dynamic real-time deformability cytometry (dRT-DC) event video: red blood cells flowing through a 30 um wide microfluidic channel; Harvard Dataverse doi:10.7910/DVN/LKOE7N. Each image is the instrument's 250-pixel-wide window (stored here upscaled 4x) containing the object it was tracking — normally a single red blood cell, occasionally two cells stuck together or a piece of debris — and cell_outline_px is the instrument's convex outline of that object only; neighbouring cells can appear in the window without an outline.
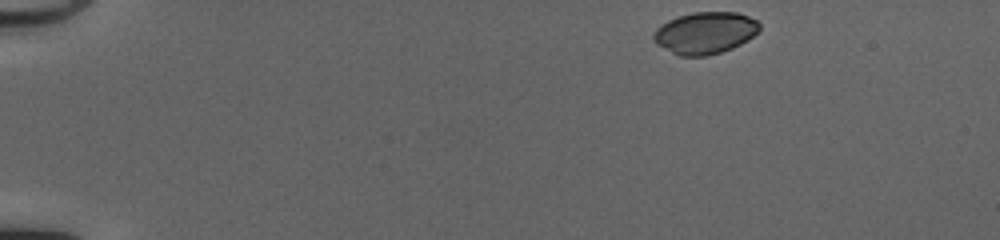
{"species": "common noctule bat (a hibernating species)", "species_latin": "Nyctalus noctula", "temperature_condition": "cold", "stored_images_in_passage": 44, "camera_frame_rate_fps": 3000, "um_per_image_px": 0.085, "animal": {"sex": "female", "body_mass_g": 20.0, "forearm_length_mm": 54.0}, "frame": {"image": 1, "passage_image": 1, "time_ms": 0.0, "image_size_px": [1000, 240], "cell_outline_px": [[760, 28], [748, 40], [732, 48], [708, 56], [680, 56], [656, 44], [652, 40], [652, 36], [656, 28], [668, 20], [692, 12], [736, 12], [748, 16], [756, 20], [760, 24]], "centroid_in_image_um": [59.91, 2.79], "position_along_channel_um": 25.1, "area_um2": 25.78}}
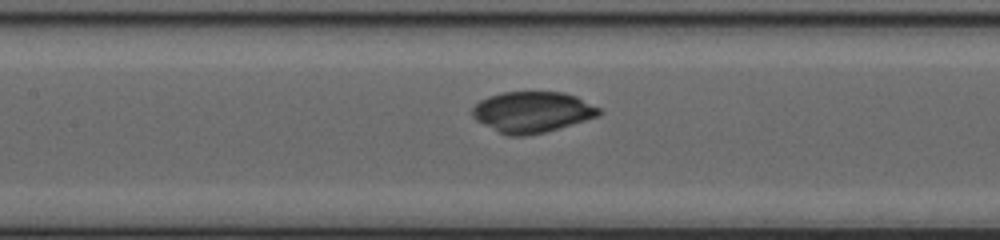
{"frame": {"image": 2, "passage_image": 19, "time_ms": 6.0, "image_size_px": [1000, 240], "cell_outline_px": [[604, 112], [600, 116], [544, 132], [528, 136], [508, 136], [476, 120], [472, 116], [472, 108], [480, 100], [488, 96], [504, 92], [564, 92], [576, 96], [600, 108]], "centroid_in_image_um": [45.26, 9.52], "position_along_channel_um": 162.1, "area_um2": 30.17}}
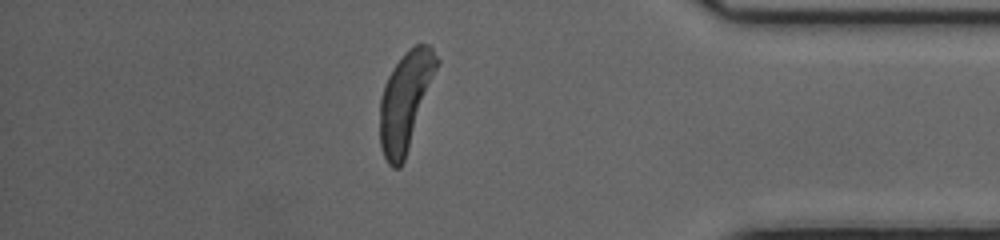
{"frame": {"image": 3, "passage_image": 38, "time_ms": 12.333, "image_size_px": [1000, 240], "cell_outline_px": [[440, 64], [404, 160], [400, 168], [392, 168], [388, 164], [384, 156], [380, 144], [380, 100], [384, 84], [392, 68], [404, 52], [408, 48], [416, 44], [428, 44], [432, 48], [440, 60]], "centroid_in_image_um": [34.47, 8.54], "position_along_channel_um": 400.7, "area_um2": 32.71}, "authors_computed_cell_mechanics": {"area_um2": 29.9982, "velocity_mm_per_s": 4.1506, "shape_relaxation_time_tau1_ms": 3.1384, "shape_relaxation_time_tau2_ms": null, "deformation_change_tau1": 0.2043, "deformation_change_tau2": null}}